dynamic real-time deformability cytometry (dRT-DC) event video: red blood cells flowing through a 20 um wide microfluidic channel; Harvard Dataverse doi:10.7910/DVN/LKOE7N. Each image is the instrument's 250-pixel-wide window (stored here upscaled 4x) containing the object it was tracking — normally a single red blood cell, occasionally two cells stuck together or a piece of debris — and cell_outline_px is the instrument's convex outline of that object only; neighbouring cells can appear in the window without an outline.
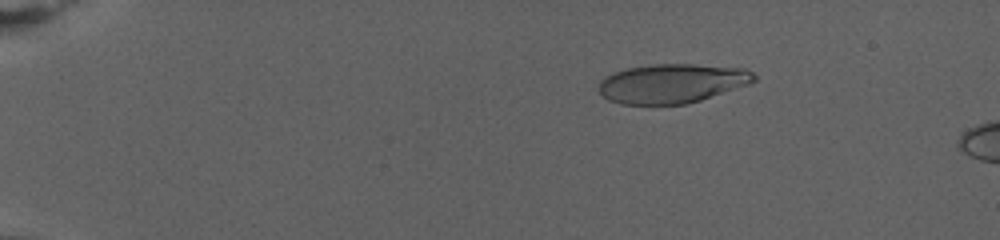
{"species": "human", "species_latin": "Homo sapiens", "temperature_condition": "warm", "stored_images_in_passage": 80, "camera_frame_rate_fps": 3000, "um_per_image_px": 0.085, "donor": {"sex": "female"}, "frame": {"image": 1, "passage_image": 15, "time_ms": 4.667, "image_size_px": [1000, 240], "cell_outline_px": [[756, 80], [748, 84], [700, 100], [684, 104], [620, 104], [608, 100], [600, 92], [600, 80], [604, 76], [612, 72], [628, 68], [652, 64], [692, 64], [744, 68], [752, 72], [756, 76]], "centroid_in_image_um": [57.1, 7.08], "position_along_channel_um": 27.9, "area_um2": 35.37}}
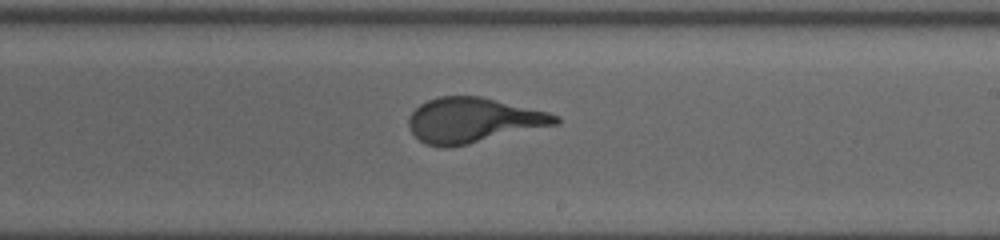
{"frame": {"image": 2, "passage_image": 51, "time_ms": 16.667, "image_size_px": [1000, 240], "cell_outline_px": [[560, 124], [468, 144], [448, 148], [440, 148], [424, 144], [412, 132], [408, 124], [408, 120], [412, 112], [420, 104], [428, 100], [440, 96], [480, 96], [548, 112], [560, 116]], "centroid_in_image_um": [40.23, 10.23], "position_along_channel_um": 248.8, "area_um2": 38.55}}
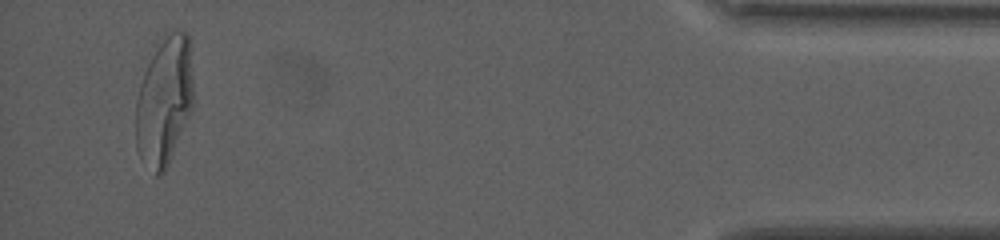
{"frame": {"image": 3, "passage_image": 77, "time_ms": 25.333, "image_size_px": [1000, 240], "cell_outline_px": [[192, 108], [168, 164], [164, 172], [160, 176], [156, 176], [136, 148], [136, 100], [140, 84], [144, 72], [152, 56], [160, 44], [172, 32], [188, 32], [192, 84]], "centroid_in_image_um": [13.95, 8.63], "position_along_channel_um": 421.2, "area_um2": 41.79}}